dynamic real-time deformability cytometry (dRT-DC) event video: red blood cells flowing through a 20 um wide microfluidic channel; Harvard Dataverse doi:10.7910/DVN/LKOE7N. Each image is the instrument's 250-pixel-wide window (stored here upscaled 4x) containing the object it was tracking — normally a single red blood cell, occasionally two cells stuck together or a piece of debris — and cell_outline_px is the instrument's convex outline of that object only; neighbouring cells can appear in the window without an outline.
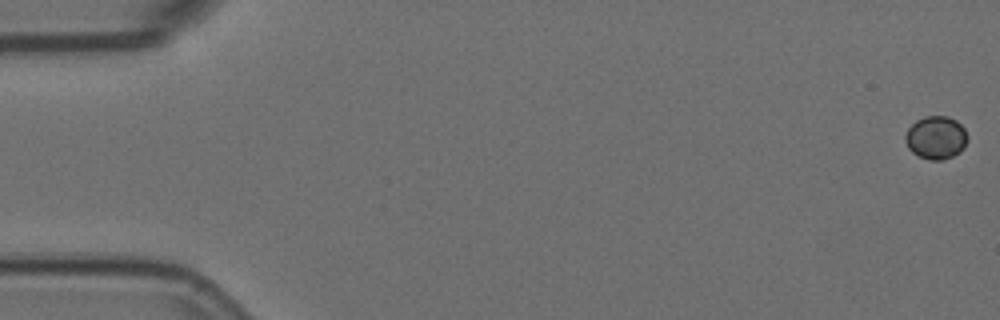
{"species": "Egyptian fruit bat (a non-hibernating species)", "species_latin": "Rousettus aegyptiacus", "temperature_condition": "room temperature", "stored_images_in_passage": 53, "camera_frame_rate_fps": 3000, "um_per_image_px": 0.085, "animal": {"sex": "female"}, "frame": {"image": 1, "passage_image": 1, "time_ms": 0.0, "image_size_px": [1000, 320], "cell_outline_px": [[968, 140], [964, 148], [960, 152], [952, 156], [940, 160], [928, 160], [912, 152], [908, 148], [904, 140], [904, 136], [908, 128], [916, 120], [924, 116], [948, 116], [956, 120], [964, 128], [968, 136]], "centroid_in_image_um": [79.56, 11.69], "position_along_channel_um": 5.4, "area_um2": 15.78}}
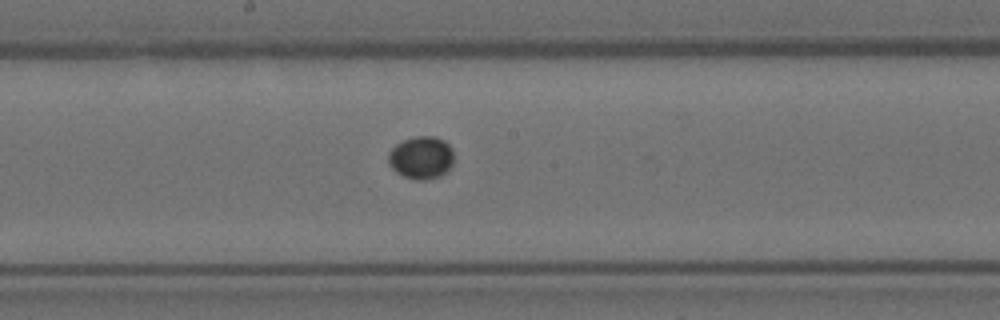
{"frame": {"image": 2, "passage_image": 31, "time_ms": 10.0, "image_size_px": [1000, 320], "cell_outline_px": [[452, 164], [448, 172], [440, 176], [424, 180], [416, 180], [404, 176], [396, 172], [388, 164], [388, 152], [396, 144], [404, 140], [416, 136], [436, 136], [444, 140], [452, 148]], "centroid_in_image_um": [35.8, 13.4], "position_along_channel_um": 212.4, "area_um2": 16.42}}
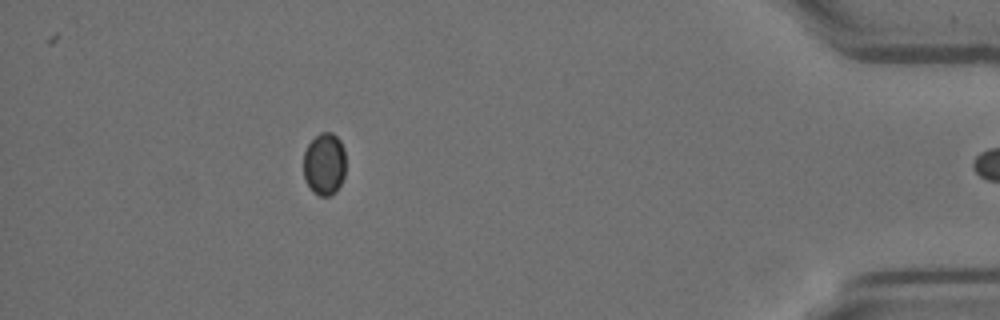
{"frame": {"image": 3, "passage_image": 52, "time_ms": 17.0, "image_size_px": [1000, 320], "cell_outline_px": [[344, 176], [336, 192], [328, 196], [320, 196], [312, 192], [304, 176], [304, 152], [308, 144], [320, 132], [332, 132], [340, 140], [344, 148]], "centroid_in_image_um": [27.57, 13.94], "position_along_channel_um": 407.6, "area_um2": 15.32}}